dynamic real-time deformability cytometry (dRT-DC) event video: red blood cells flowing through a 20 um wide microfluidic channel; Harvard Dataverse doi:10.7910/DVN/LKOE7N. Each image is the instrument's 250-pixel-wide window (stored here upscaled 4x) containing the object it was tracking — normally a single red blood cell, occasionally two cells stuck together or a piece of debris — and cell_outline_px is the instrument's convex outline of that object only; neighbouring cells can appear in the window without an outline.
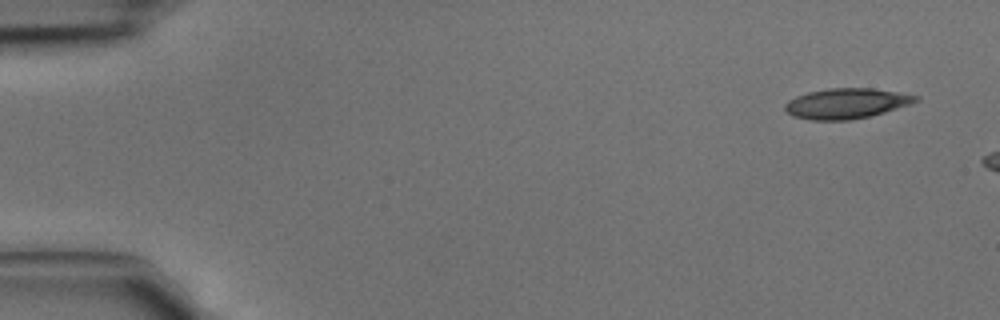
{"species": "common noctule bat (a hibernating species)", "species_latin": "Nyctalus noctula", "temperature_condition": "cold", "stored_images_in_passage": 3, "camera_frame_rate_fps": 3000, "um_per_image_px": 0.085, "animal": {"sex": "male", "body_mass_g": 15.6}, "frame": {"image": 1, "passage_image": 1, "time_ms": 0.0, "image_size_px": [1000, 320], "cell_outline_px": [[920, 100], [884, 112], [868, 116], [848, 120], [808, 120], [792, 116], [784, 108], [784, 104], [788, 100], [796, 96], [808, 92], [828, 88], [872, 88], [920, 96]], "centroid_in_image_um": [71.89, 8.79], "position_along_channel_um": 13.1, "area_um2": 22.95}}